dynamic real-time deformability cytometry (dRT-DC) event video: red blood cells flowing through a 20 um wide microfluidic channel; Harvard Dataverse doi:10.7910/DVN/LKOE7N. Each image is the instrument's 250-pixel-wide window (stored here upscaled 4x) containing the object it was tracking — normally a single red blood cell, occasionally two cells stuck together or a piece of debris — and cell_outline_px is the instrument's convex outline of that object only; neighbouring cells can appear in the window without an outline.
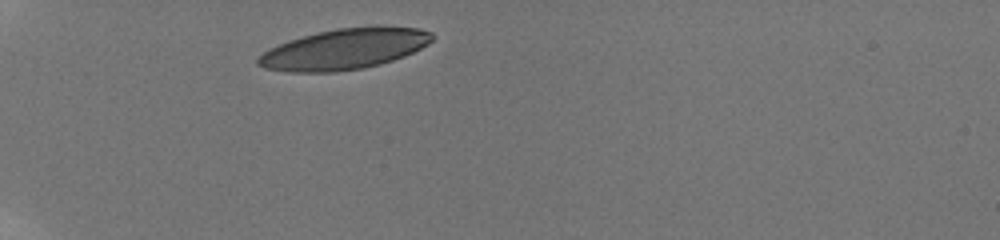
{"species": "human", "species_latin": "Homo sapiens", "temperature_condition": "room temperature", "stored_images_in_passage": 22, "camera_frame_rate_fps": 3000, "um_per_image_px": 0.085, "donor": {"sex": "male"}, "frame": {"image": 1, "passage_image": 1, "time_ms": 0.0, "image_size_px": [1000, 240], "cell_outline_px": [[436, 36], [428, 44], [404, 56], [380, 64], [364, 68], [336, 72], [288, 72], [264, 68], [256, 64], [256, 60], [264, 52], [288, 40], [316, 32], [336, 28], [376, 24], [420, 28], [432, 32]], "centroid_in_image_um": [29.32, 4.14], "position_along_channel_um": 55.7, "area_um2": 41.91}}
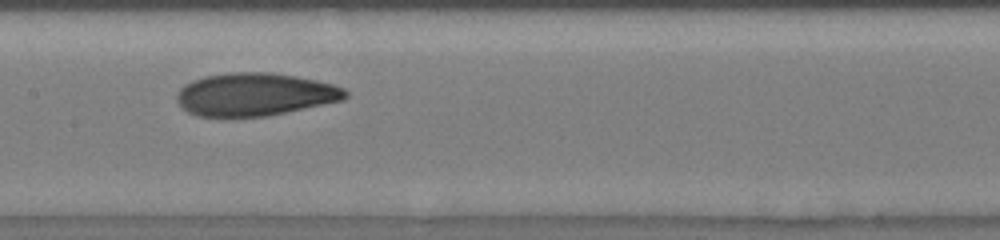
{"frame": {"image": 2, "passage_image": 15, "time_ms": 4.333, "image_size_px": [1000, 240], "cell_outline_px": [[348, 96], [344, 100], [268, 116], [196, 116], [188, 112], [176, 100], [176, 92], [184, 84], [192, 80], [204, 76], [228, 72], [268, 72], [296, 76], [316, 80], [332, 84], [344, 88], [348, 92]], "centroid_in_image_um": [21.66, 8.01], "position_along_channel_um": 185.7, "area_um2": 42.25}}
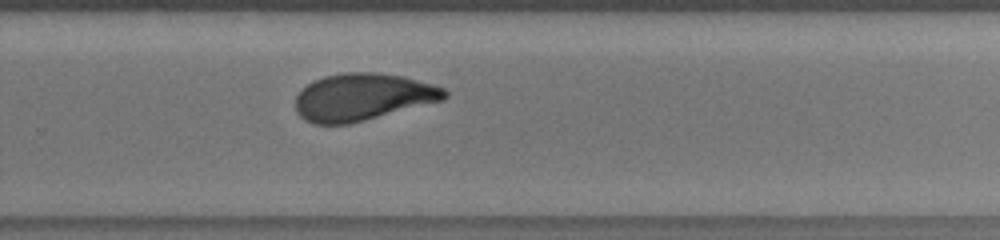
{"frame": {"image": 3, "passage_image": 22, "time_ms": 7.333, "image_size_px": [1000, 240], "cell_outline_px": [[448, 96], [444, 100], [348, 124], [312, 124], [304, 120], [296, 112], [296, 96], [308, 84], [324, 76], [344, 72], [380, 72], [400, 76], [432, 84], [444, 88], [448, 92]], "centroid_in_image_um": [30.82, 8.25], "position_along_channel_um": 299.0, "area_um2": 40.81}}